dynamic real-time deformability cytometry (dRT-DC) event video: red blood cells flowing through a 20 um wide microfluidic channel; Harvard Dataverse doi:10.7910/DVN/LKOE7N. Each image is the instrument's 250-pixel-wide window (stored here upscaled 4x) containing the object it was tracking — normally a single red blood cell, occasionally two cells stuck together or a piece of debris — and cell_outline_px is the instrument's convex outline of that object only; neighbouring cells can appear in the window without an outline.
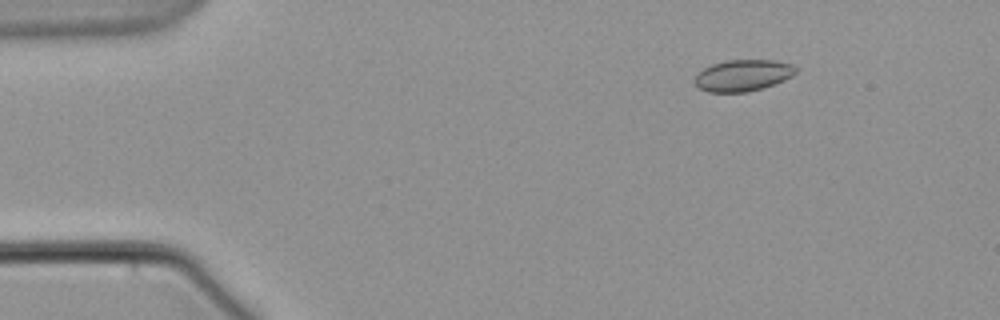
{"species": "common noctule bat (a hibernating species)", "species_latin": "Nyctalus noctula", "temperature_condition": "warm", "stored_images_in_passage": 6, "camera_frame_rate_fps": 3000, "um_per_image_px": 0.085, "animal": {"sex": "male", "body_mass_g": 21.5, "forearm_length_mm": 52.0}, "frame": {"image": 1, "passage_image": 2, "time_ms": 1.0, "image_size_px": [1000, 320], "cell_outline_px": [[796, 72], [792, 76], [784, 80], [748, 92], [708, 92], [700, 88], [696, 84], [696, 76], [704, 68], [712, 64], [728, 60], [776, 60], [792, 64], [796, 68]], "centroid_in_image_um": [63.17, 6.4], "position_along_channel_um": 21.8, "area_um2": 18.26}}
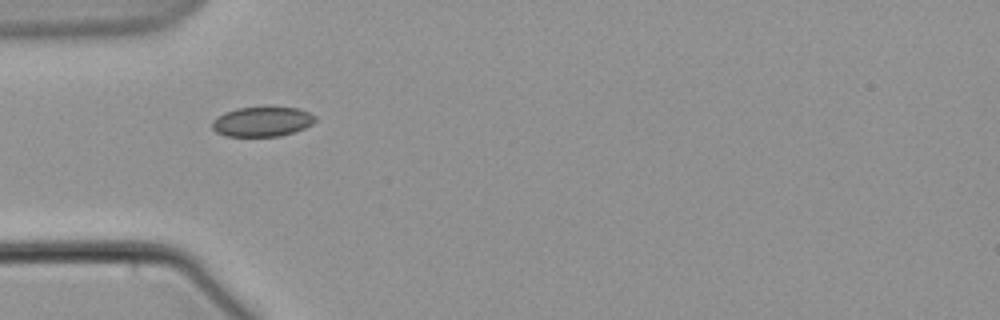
{"frame": {"image": 2, "passage_image": 5, "time_ms": 4.667, "image_size_px": [1000, 320], "cell_outline_px": [[316, 120], [312, 124], [304, 128], [280, 136], [224, 136], [216, 132], [212, 128], [212, 120], [224, 112], [236, 108], [296, 108], [308, 112], [316, 116]], "centroid_in_image_um": [22.25, 10.35], "position_along_channel_um": 62.7, "area_um2": 17.69}}
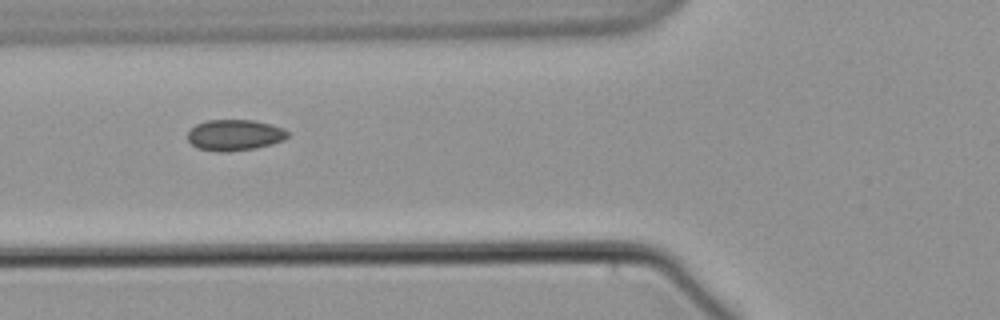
{"frame": {"image": 3, "passage_image": 6, "time_ms": 6.0, "image_size_px": [1000, 320], "cell_outline_px": [[288, 136], [284, 140], [272, 144], [256, 148], [228, 152], [220, 152], [196, 148], [188, 140], [188, 132], [196, 124], [208, 120], [252, 120], [272, 124], [284, 128], [288, 132]], "centroid_in_image_um": [19.96, 11.48], "position_along_channel_um": 105.8, "area_um2": 18.21}}